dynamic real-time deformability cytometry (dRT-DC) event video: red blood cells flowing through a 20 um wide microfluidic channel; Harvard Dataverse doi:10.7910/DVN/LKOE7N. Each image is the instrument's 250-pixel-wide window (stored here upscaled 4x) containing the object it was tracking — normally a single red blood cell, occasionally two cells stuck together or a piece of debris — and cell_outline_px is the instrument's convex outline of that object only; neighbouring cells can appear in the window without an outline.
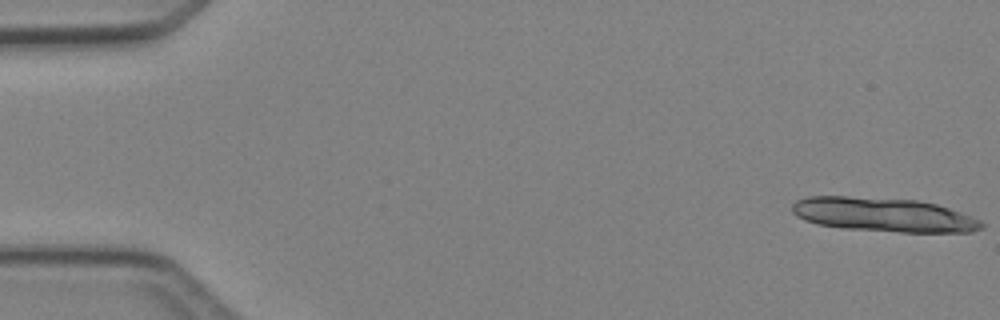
{"species": "Egyptian fruit bat (a non-hibernating species)", "species_latin": "Rousettus aegyptiacus", "temperature_condition": "cold", "stored_images_in_passage": 4, "camera_frame_rate_fps": 3000, "um_per_image_px": 0.085, "animal": {"sex": "female"}, "frame": {"image": 1, "passage_image": 1, "time_ms": 0.0, "image_size_px": [1000, 320], "cell_outline_px": [[984, 228], [972, 232], [900, 232], [840, 228], [816, 224], [804, 220], [796, 216], [792, 212], [792, 204], [796, 200], [808, 196], [848, 196], [916, 200], [936, 204], [972, 216], [980, 220], [984, 224]], "centroid_in_image_um": [75.08, 18.25], "position_along_channel_um": 9.9, "area_um2": 37.8}}